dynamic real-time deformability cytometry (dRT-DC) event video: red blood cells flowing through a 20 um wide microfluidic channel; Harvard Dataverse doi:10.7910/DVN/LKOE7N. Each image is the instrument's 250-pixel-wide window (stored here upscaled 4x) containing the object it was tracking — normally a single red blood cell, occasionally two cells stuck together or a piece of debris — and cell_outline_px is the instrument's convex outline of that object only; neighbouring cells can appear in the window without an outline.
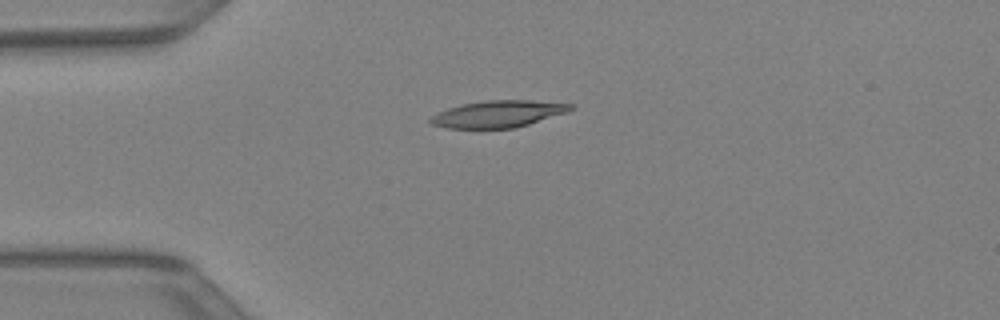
{"species": "Egyptian fruit bat (a non-hibernating species)", "species_latin": "Rousettus aegyptiacus", "temperature_condition": "warm", "stored_images_in_passage": 28, "camera_frame_rate_fps": 3000, "um_per_image_px": 0.085, "animal": {"sex": "female"}, "frame": {"image": 1, "passage_image": 1, "time_ms": 0.0, "image_size_px": [1000, 320], "cell_outline_px": [[576, 108], [568, 112], [516, 128], [444, 128], [432, 124], [428, 120], [436, 112], [460, 104], [484, 100], [528, 100], [572, 104]], "centroid_in_image_um": [42.33, 9.68], "position_along_channel_um": 42.7, "area_um2": 22.08}}
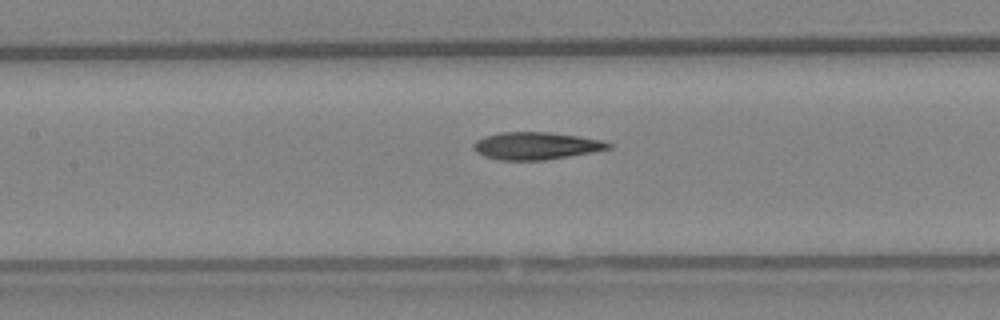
{"frame": {"image": 2, "passage_image": 10, "time_ms": 3.0, "image_size_px": [1000, 320], "cell_outline_px": [[612, 148], [592, 152], [544, 160], [496, 160], [484, 156], [476, 152], [472, 148], [472, 144], [476, 140], [484, 136], [500, 132], [548, 132], [580, 136], [600, 140], [612, 144]], "centroid_in_image_um": [45.51, 12.39], "position_along_channel_um": 161.9, "area_um2": 21.62}}
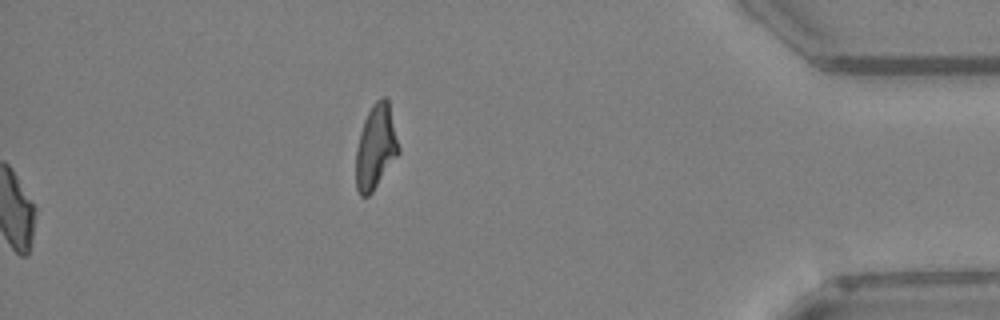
{"frame": {"image": 3, "passage_image": 28, "time_ms": 9.0, "image_size_px": [1000, 320], "cell_outline_px": [[400, 152], [372, 192], [368, 196], [360, 196], [356, 188], [356, 148], [360, 132], [364, 120], [372, 104], [380, 96], [384, 96], [388, 100], [400, 148]], "centroid_in_image_um": [31.93, 12.48], "position_along_channel_um": 403.3, "area_um2": 20.98}}